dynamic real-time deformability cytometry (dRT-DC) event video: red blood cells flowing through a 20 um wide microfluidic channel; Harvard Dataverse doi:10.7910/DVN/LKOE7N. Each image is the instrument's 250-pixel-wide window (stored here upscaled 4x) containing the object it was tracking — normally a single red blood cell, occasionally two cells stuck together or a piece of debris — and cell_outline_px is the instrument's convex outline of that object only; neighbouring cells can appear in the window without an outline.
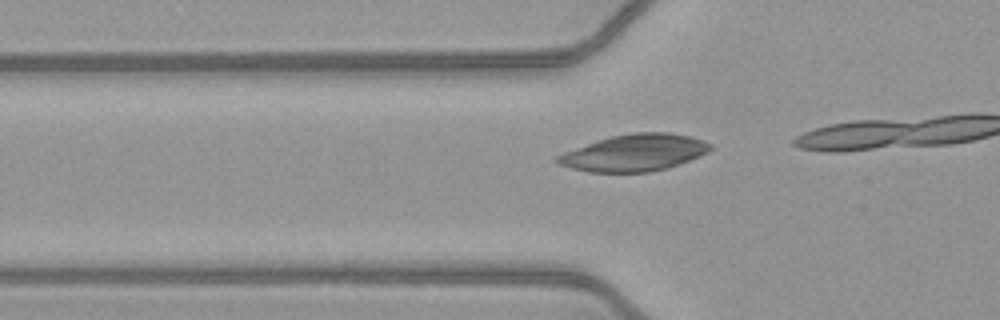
{"species": "common noctule bat (a hibernating species)", "species_latin": "Nyctalus noctula", "temperature_condition": "warm", "stored_images_in_passage": 18, "camera_frame_rate_fps": 3000, "um_per_image_px": 0.085, "animal": {"sex": "female", "body_mass_g": 21.9}, "frame": {"image": 1, "passage_image": 15, "time_ms": 4.667, "image_size_px": [1000, 320], "cell_outline_px": [[712, 148], [708, 152], [700, 156], [664, 168], [648, 172], [588, 172], [572, 168], [560, 164], [552, 160], [556, 156], [564, 152], [596, 140], [612, 136], [632, 132], [668, 132], [692, 136], [712, 144]], "centroid_in_image_um": [53.9, 12.97], "position_along_channel_um": 71.9, "area_um2": 32.66}}